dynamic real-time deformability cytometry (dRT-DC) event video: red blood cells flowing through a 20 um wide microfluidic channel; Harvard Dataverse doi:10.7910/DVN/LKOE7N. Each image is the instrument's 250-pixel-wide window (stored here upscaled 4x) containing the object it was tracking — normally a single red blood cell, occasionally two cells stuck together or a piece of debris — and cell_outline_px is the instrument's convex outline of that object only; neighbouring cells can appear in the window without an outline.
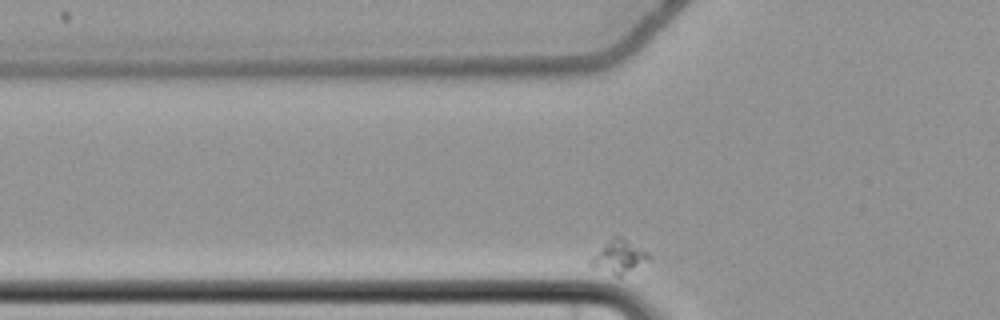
{"species": "common noctule bat (a hibernating species)", "species_latin": "Nyctalus noctula", "temperature_condition": "cold", "stored_images_in_passage": 36, "camera_frame_rate_fps": 3000, "um_per_image_px": 0.085, "animal": {"sex": "female", "body_mass_g": 22.7, "forearm_length_mm": 54.2}, "frame": {"image": 1, "passage_image": 6, "time_ms": 1.667, "image_size_px": [1000, 320], "cell_outline_px": [[648, 260], [620, 276], [616, 276], [588, 268], [588, 260], [612, 236], [624, 236], [648, 252]], "centroid_in_image_um": [52.52, 21.82], "position_along_channel_um": 73.3, "area_um2": 11.44}}
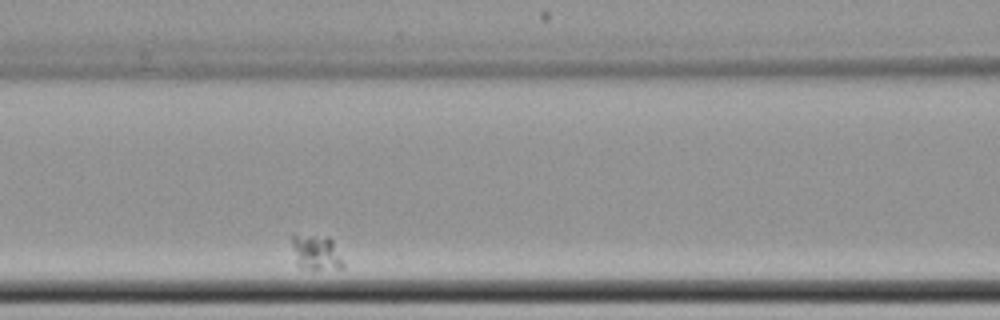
{"frame": {"image": 2, "passage_image": 13, "time_ms": 4.0, "image_size_px": [1000, 320], "cell_outline_px": [[344, 268], [300, 268], [296, 264], [292, 244], [292, 232], [328, 236], [332, 240], [344, 264]], "centroid_in_image_um": [26.82, 21.39], "position_along_channel_um": 139.8, "area_um2": 10.64}}